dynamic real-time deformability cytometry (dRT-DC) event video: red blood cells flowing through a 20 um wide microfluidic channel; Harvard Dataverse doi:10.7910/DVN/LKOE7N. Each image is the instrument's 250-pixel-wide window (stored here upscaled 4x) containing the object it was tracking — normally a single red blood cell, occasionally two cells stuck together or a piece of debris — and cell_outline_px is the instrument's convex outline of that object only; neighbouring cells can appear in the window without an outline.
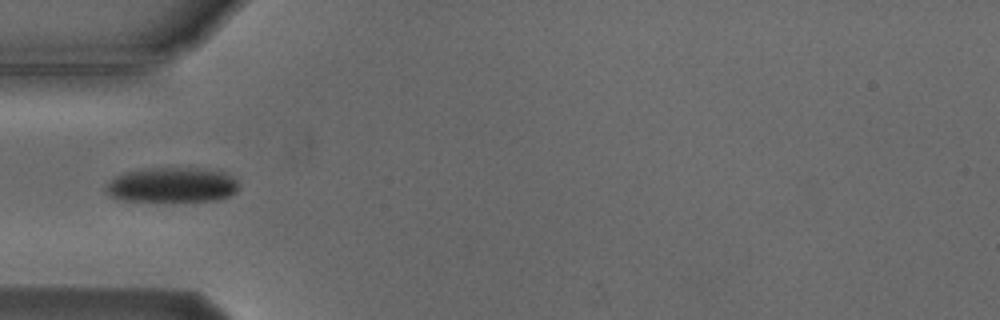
{"species": "Egyptian fruit bat (a non-hibernating species)", "species_latin": "Rousettus aegyptiacus", "temperature_condition": "cold", "stored_images_in_passage": 4, "camera_frame_rate_fps": 3000, "um_per_image_px": 0.085, "animal": {"sex": "male"}, "frame": {"image": 1, "passage_image": 4, "time_ms": 3.667, "image_size_px": [1000, 320], "cell_outline_px": [[240, 184], [236, 192], [232, 196], [220, 200], [120, 200], [108, 196], [108, 184], [116, 176], [124, 172], [140, 168], [196, 168], [224, 172], [232, 176]], "centroid_in_image_um": [14.67, 15.71], "position_along_channel_um": 70.3, "area_um2": 26.93}}